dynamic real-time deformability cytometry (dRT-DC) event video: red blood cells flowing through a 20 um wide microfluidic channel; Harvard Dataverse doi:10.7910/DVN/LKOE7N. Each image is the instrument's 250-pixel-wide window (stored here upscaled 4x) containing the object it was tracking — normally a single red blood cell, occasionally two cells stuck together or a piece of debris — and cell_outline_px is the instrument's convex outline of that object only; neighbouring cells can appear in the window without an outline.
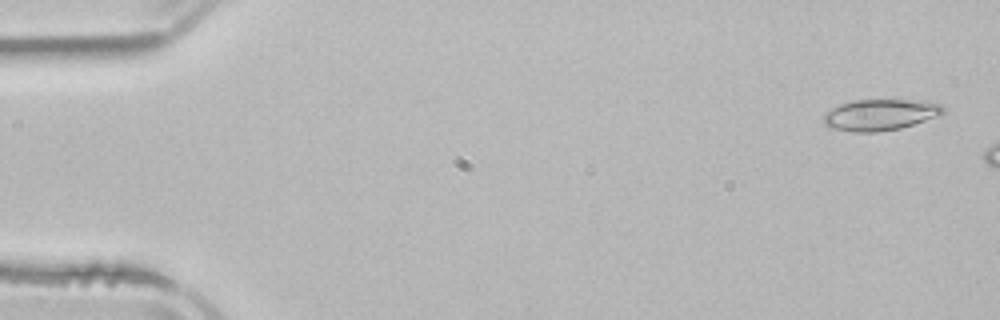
{"species": "common noctule bat (a hibernating species)", "species_latin": "Nyctalus noctula", "temperature_condition": "room temperature", "stored_images_in_passage": 3, "camera_frame_rate_fps": 3000, "um_per_image_px": 0.085, "animal": {"sex": "male", "body_mass_g": 21.5, "forearm_length_mm": 52.0}, "frame": {"image": 1, "passage_image": 1, "time_ms": 0.0, "image_size_px": [1000, 320], "cell_outline_px": [[944, 112], [940, 116], [900, 128], [876, 132], [852, 132], [828, 128], [824, 124], [820, 116], [824, 112], [840, 104], [856, 100], [920, 100], [940, 104], [944, 108]], "centroid_in_image_um": [74.76, 9.76], "position_along_channel_um": 10.2, "area_um2": 22.02}}